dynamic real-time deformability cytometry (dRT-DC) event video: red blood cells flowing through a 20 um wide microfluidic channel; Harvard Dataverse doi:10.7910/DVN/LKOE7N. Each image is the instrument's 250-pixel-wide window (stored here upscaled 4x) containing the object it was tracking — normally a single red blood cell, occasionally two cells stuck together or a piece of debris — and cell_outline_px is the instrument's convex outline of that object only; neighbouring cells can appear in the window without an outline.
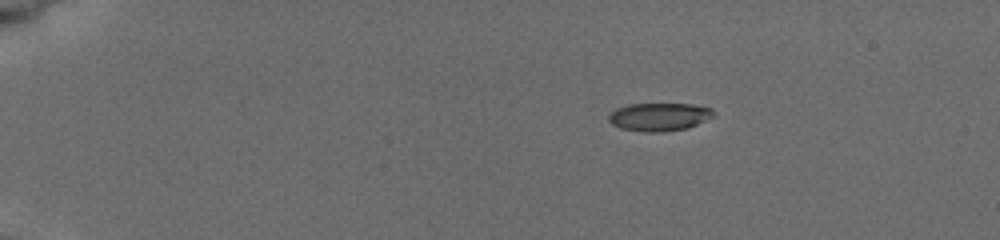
{"species": "common noctule bat (a hibernating species)", "species_latin": "Nyctalus noctula", "temperature_condition": "cold", "stored_images_in_passage": 8, "camera_frame_rate_fps": 3000, "um_per_image_px": 0.085, "animal": {"sex": "female", "body_mass_g": 19.5, "forearm_length_mm": 54.1}, "frame": {"image": 1, "passage_image": 1, "time_ms": 0.0, "image_size_px": [1000, 240], "cell_outline_px": [[712, 116], [688, 128], [664, 132], [644, 132], [620, 128], [612, 124], [608, 120], [608, 116], [616, 108], [628, 104], [692, 104], [712, 108]], "centroid_in_image_um": [55.98, 9.93], "position_along_channel_um": 29.0, "area_um2": 17.05}}
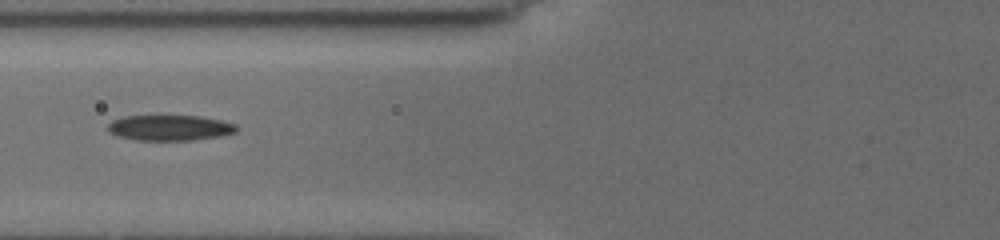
{"frame": {"image": 2, "passage_image": 6, "time_ms": 4.667, "image_size_px": [1000, 240], "cell_outline_px": [[236, 132], [220, 136], [192, 140], [136, 140], [120, 136], [108, 132], [108, 124], [112, 120], [124, 116], [200, 116], [220, 120], [236, 124]], "centroid_in_image_um": [14.42, 10.86], "position_along_channel_um": 111.4, "area_um2": 19.02}}
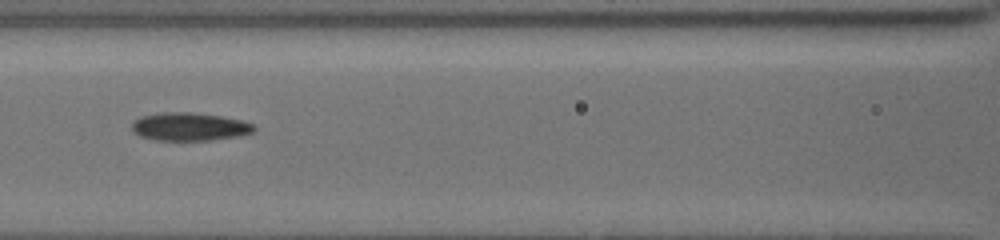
{"frame": {"image": 3, "passage_image": 7, "time_ms": 5.667, "image_size_px": [1000, 240], "cell_outline_px": [[256, 128], [252, 132], [240, 136], [212, 140], [156, 140], [140, 136], [132, 128], [132, 124], [140, 116], [160, 112], [188, 112], [220, 116], [240, 120], [256, 124]], "centroid_in_image_um": [16.14, 10.77], "position_along_channel_um": 150.5, "area_um2": 19.94}}